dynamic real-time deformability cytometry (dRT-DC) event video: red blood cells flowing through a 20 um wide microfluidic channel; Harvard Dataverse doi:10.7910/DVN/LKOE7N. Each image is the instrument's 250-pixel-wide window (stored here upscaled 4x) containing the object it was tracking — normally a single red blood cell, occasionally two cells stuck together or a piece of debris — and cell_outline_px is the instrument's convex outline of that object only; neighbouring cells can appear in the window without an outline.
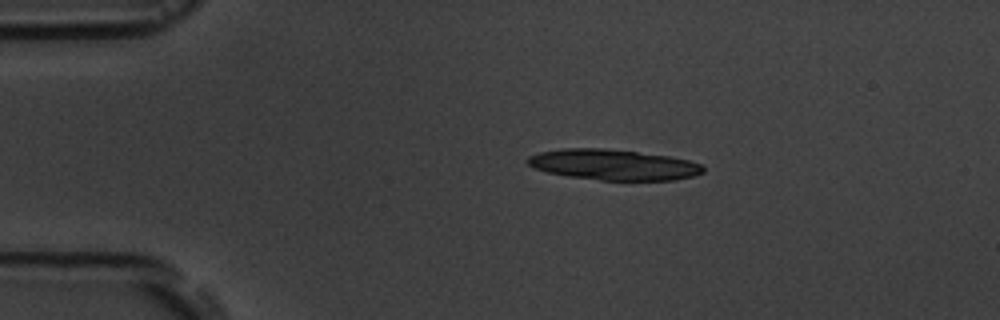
{"species": "common noctule bat (a hibernating species)", "species_latin": "Nyctalus noctula", "temperature_condition": "room temperature", "stored_images_in_passage": 2, "camera_frame_rate_fps": 3000, "um_per_image_px": 0.085, "animal": {"sex": "male", "body_mass_g": 19.5, "forearm_length_mm": 54.6}, "frame": {"image": 1, "passage_image": 1, "time_ms": 0.0, "image_size_px": [1000, 320], "cell_outline_px": [[704, 172], [692, 176], [672, 180], [600, 180], [568, 176], [548, 172], [536, 168], [528, 164], [524, 160], [528, 156], [540, 152], [560, 148], [604, 148], [668, 156], [688, 160], [700, 164], [704, 168]], "centroid_in_image_um": [52.1, 13.99], "position_along_channel_um": 32.9, "area_um2": 31.15}}